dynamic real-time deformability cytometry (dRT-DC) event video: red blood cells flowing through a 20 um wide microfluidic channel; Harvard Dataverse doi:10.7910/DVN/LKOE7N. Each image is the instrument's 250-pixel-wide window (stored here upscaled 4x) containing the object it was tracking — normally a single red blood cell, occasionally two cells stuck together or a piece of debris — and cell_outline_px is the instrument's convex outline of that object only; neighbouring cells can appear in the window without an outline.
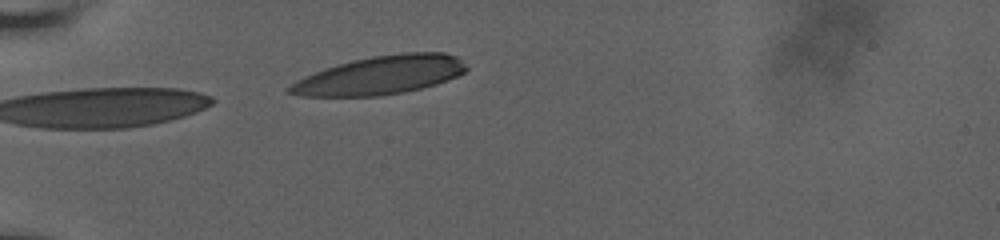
{"species": "human", "species_latin": "Homo sapiens", "temperature_condition": "room temperature", "stored_images_in_passage": 6, "camera_frame_rate_fps": 3000, "um_per_image_px": 0.085, "donor": {"sex": "male"}, "frame": {"image": 1, "passage_image": 6, "time_ms": 1.667, "image_size_px": [1000, 240], "cell_outline_px": [[468, 68], [464, 72], [456, 76], [436, 84], [404, 92], [380, 96], [300, 96], [284, 92], [284, 88], [296, 80], [304, 76], [324, 68], [336, 64], [352, 60], [372, 56], [404, 52], [444, 52], [456, 56]], "centroid_in_image_um": [32.25, 6.39], "position_along_channel_um": 52.7, "area_um2": 39.82}}